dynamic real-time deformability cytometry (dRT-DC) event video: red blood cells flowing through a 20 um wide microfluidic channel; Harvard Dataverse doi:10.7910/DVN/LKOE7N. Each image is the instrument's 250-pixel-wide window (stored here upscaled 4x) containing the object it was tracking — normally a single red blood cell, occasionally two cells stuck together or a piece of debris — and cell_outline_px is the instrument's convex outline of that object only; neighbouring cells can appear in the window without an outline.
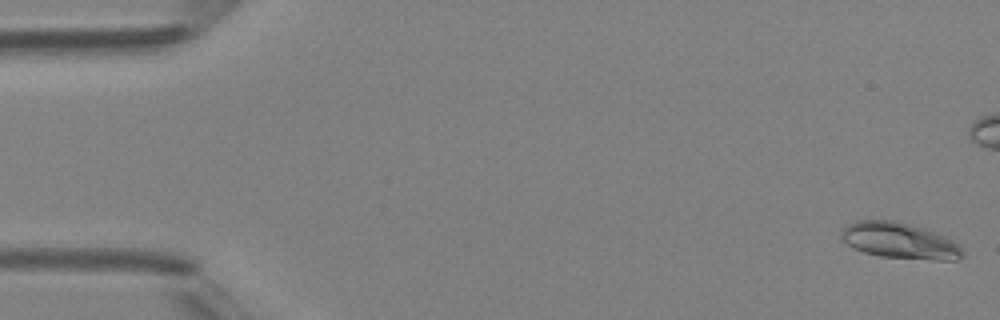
{"species": "Egyptian fruit bat (a non-hibernating species)", "species_latin": "Rousettus aegyptiacus", "temperature_condition": "room temperature", "stored_images_in_passage": 8, "segment_of_instrument_passage": [1, 2], "camera_frame_rate_fps": 3000, "um_per_image_px": 0.085, "animal": {"sex": "female"}, "frame": {"image": 1, "passage_image": 1, "time_ms": 0.0, "image_size_px": [1000, 320], "cell_outline_px": [[964, 252], [956, 260], [936, 260], [880, 256], [864, 252], [848, 244], [840, 236], [840, 232], [848, 224], [856, 220], [896, 220], [944, 236], [952, 240]], "centroid_in_image_um": [76.43, 20.45], "position_along_channel_um": 8.6, "area_um2": 24.91}}
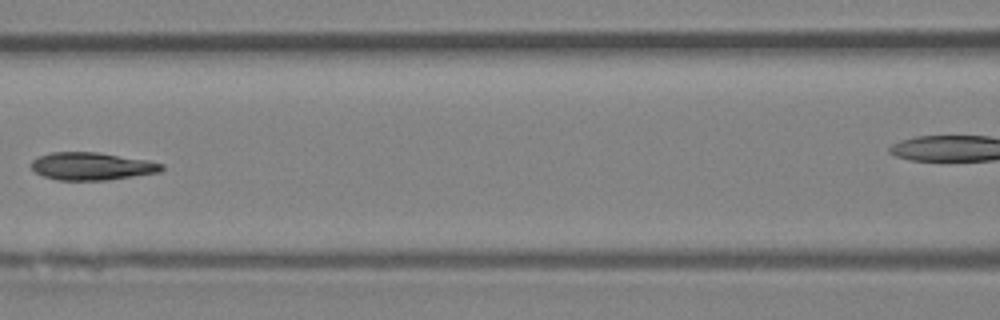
{"frame": {"image": 2, "passage_image": 7, "time_ms": 7.0, "image_size_px": [1000, 320], "cell_outline_px": [[164, 168], [160, 172], [108, 180], [56, 180], [44, 176], [36, 172], [32, 168], [32, 160], [40, 156], [52, 152], [96, 152], [148, 160], [164, 164]], "centroid_in_image_um": [7.83, 14.13], "position_along_channel_um": 158.8, "area_um2": 20.92}}